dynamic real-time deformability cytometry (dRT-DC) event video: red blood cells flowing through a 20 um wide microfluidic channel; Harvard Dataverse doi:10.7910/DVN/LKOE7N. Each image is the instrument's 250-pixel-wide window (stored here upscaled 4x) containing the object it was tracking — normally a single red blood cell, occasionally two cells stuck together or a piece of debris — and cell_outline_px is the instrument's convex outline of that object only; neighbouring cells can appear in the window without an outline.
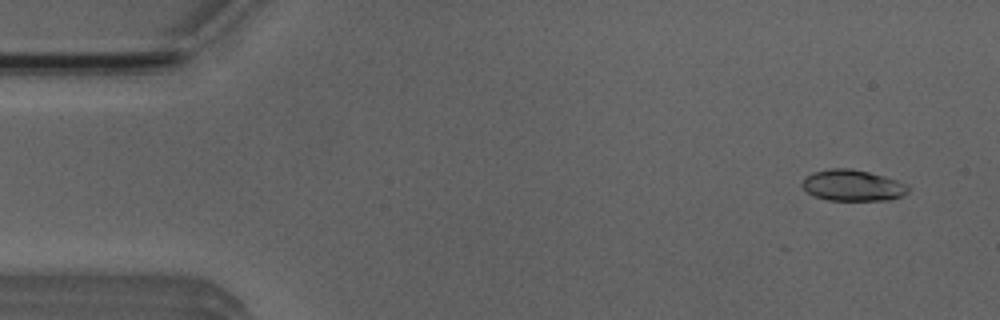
{"species": "Egyptian fruit bat (a non-hibernating species)", "species_latin": "Rousettus aegyptiacus", "temperature_condition": "room temperature", "stored_images_in_passage": 6, "camera_frame_rate_fps": 3000, "um_per_image_px": 0.085, "animal": {"sex": "male"}, "frame": {"image": 1, "passage_image": 1, "time_ms": 0.0, "image_size_px": [1000, 320], "cell_outline_px": [[908, 192], [892, 200], [828, 200], [812, 196], [800, 184], [812, 172], [832, 168], [852, 168], [884, 176], [908, 184]], "centroid_in_image_um": [72.47, 15.76], "position_along_channel_um": 12.5, "area_um2": 19.25}}